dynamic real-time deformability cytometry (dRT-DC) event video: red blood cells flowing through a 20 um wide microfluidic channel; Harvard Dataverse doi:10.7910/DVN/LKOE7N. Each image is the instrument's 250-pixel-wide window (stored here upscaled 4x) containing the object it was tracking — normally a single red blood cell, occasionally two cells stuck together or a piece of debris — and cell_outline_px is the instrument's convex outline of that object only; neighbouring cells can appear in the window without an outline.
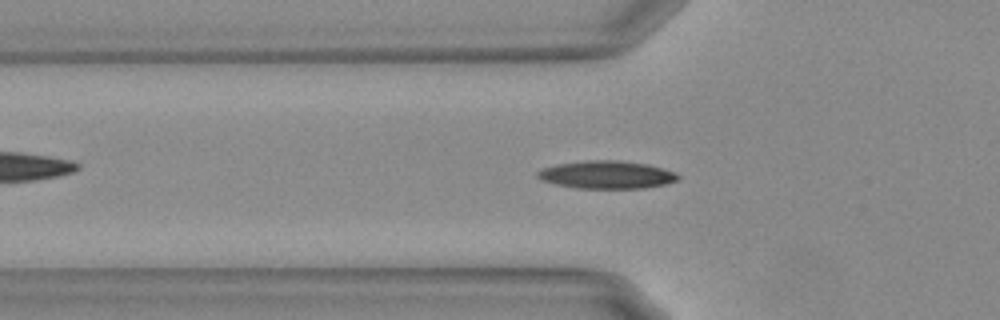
{"species": "Egyptian fruit bat (a non-hibernating species)", "species_latin": "Rousettus aegyptiacus", "temperature_condition": "warm", "stored_images_in_passage": 52, "camera_frame_rate_fps": 3000, "um_per_image_px": 0.085, "animal": {"sex": "female"}, "frame": {"image": 1, "passage_image": 19, "time_ms": 6.0, "image_size_px": [1000, 320], "cell_outline_px": [[680, 180], [664, 184], [644, 188], [576, 188], [556, 184], [540, 180], [536, 176], [536, 172], [540, 168], [556, 164], [584, 160], [620, 160], [648, 164], [664, 168], [676, 172], [680, 176]], "centroid_in_image_um": [51.56, 14.84], "position_along_channel_um": 74.2, "area_um2": 23.12}}
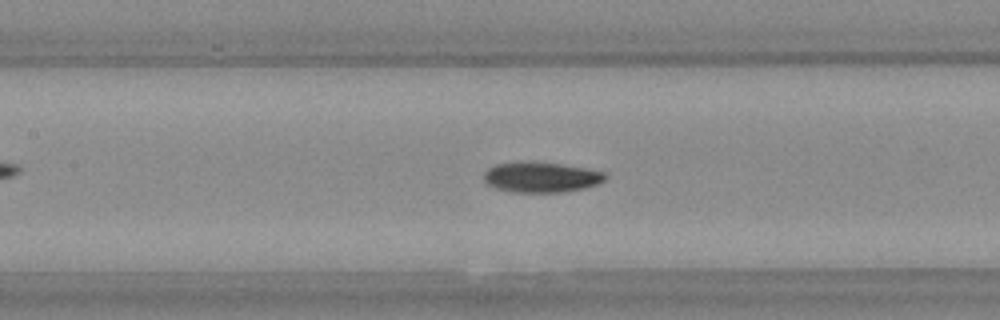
{"frame": {"image": 2, "passage_image": 26, "time_ms": 8.333, "image_size_px": [1000, 320], "cell_outline_px": [[604, 180], [596, 184], [584, 188], [564, 192], [512, 192], [496, 188], [488, 184], [484, 180], [484, 172], [488, 168], [496, 164], [560, 164], [584, 168], [604, 172]], "centroid_in_image_um": [45.99, 15.1], "position_along_channel_um": 161.4, "area_um2": 20.52}}
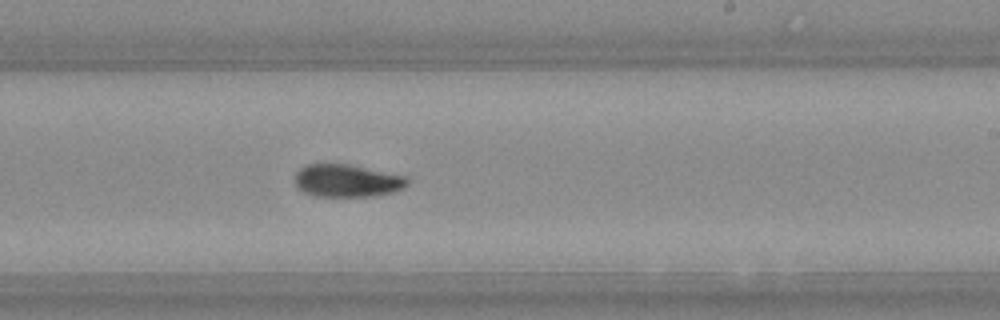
{"frame": {"image": 3, "passage_image": 34, "time_ms": 11.0, "image_size_px": [1000, 320], "cell_outline_px": [[408, 184], [404, 188], [392, 192], [372, 196], [312, 196], [304, 192], [296, 184], [296, 172], [304, 164], [348, 164], [408, 176]], "centroid_in_image_um": [29.52, 15.35], "position_along_channel_um": 259.5, "area_um2": 21.39}}